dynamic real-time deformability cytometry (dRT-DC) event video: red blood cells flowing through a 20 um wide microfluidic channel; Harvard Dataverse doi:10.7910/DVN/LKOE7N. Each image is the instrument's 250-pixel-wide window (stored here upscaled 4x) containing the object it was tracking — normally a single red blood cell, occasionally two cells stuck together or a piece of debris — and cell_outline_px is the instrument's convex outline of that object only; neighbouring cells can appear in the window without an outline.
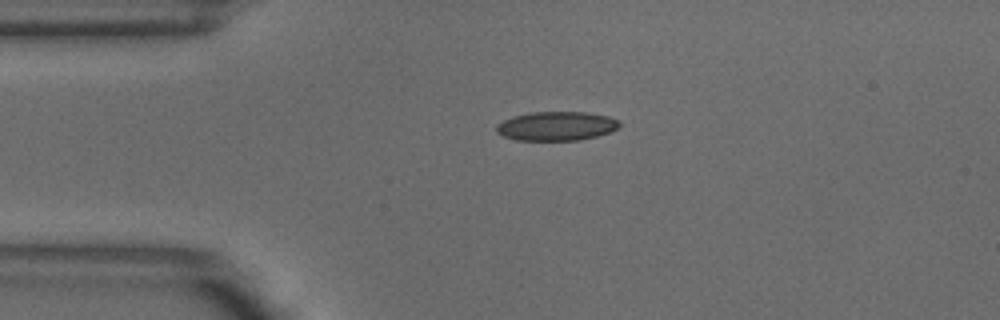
{"species": "common noctule bat (a hibernating species)", "species_latin": "Nyctalus noctula", "temperature_condition": "warm", "stored_images_in_passage": 2, "camera_frame_rate_fps": 3000, "um_per_image_px": 0.085, "animal": {"sex": "male", "body_mass_g": 18.8}, "frame": {"image": 1, "passage_image": 1, "time_ms": 0.0, "image_size_px": [1000, 320], "cell_outline_px": [[620, 124], [616, 128], [608, 132], [596, 136], [580, 140], [516, 140], [504, 136], [496, 132], [496, 124], [512, 116], [528, 112], [584, 112], [608, 116], [620, 120]], "centroid_in_image_um": [47.26, 10.71], "position_along_channel_um": 37.7, "area_um2": 20.81}}